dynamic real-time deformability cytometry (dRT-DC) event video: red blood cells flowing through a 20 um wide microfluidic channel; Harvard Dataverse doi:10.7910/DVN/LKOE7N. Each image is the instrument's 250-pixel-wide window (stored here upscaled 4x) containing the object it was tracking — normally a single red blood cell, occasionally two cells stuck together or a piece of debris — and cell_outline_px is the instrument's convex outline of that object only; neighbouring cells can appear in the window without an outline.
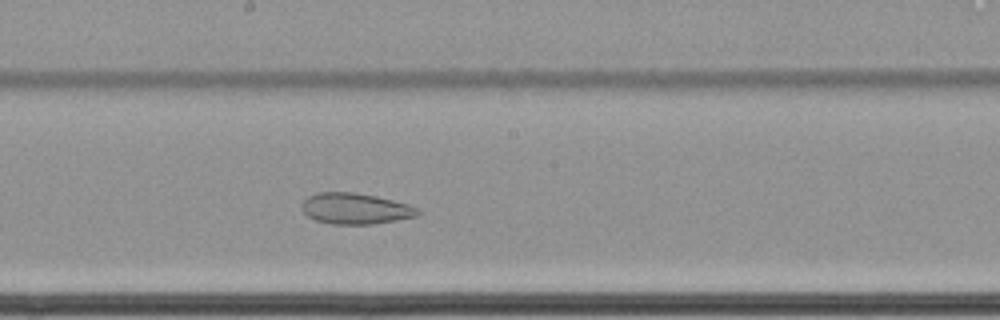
{"species": "common noctule bat (a hibernating species)", "species_latin": "Nyctalus noctula", "temperature_condition": "cold", "stored_images_in_passage": 47, "camera_frame_rate_fps": 3000, "um_per_image_px": 0.085, "animal": {"sex": "female", "body_mass_g": 22.7, "forearm_length_mm": 54.2}, "frame": {"image": 1, "passage_image": 21, "time_ms": 6.667, "image_size_px": [1000, 320], "cell_outline_px": [[420, 212], [416, 216], [396, 220], [372, 224], [332, 224], [316, 220], [308, 216], [304, 212], [300, 204], [308, 196], [316, 192], [356, 192], [376, 196], [408, 204], [416, 208]], "centroid_in_image_um": [30.17, 17.72], "position_along_channel_um": 218.0, "area_um2": 20.87}, "authors_computed_cell_mechanics": {"area_um2": 26.1834, "velocity_mm_per_s": 3.4134, "shape_relaxation_time_tau1_ms": null, "shape_relaxation_time_tau2_ms": 2.8712, "deformation_change_tau1": null, "deformation_change_tau2": 0.0798}}